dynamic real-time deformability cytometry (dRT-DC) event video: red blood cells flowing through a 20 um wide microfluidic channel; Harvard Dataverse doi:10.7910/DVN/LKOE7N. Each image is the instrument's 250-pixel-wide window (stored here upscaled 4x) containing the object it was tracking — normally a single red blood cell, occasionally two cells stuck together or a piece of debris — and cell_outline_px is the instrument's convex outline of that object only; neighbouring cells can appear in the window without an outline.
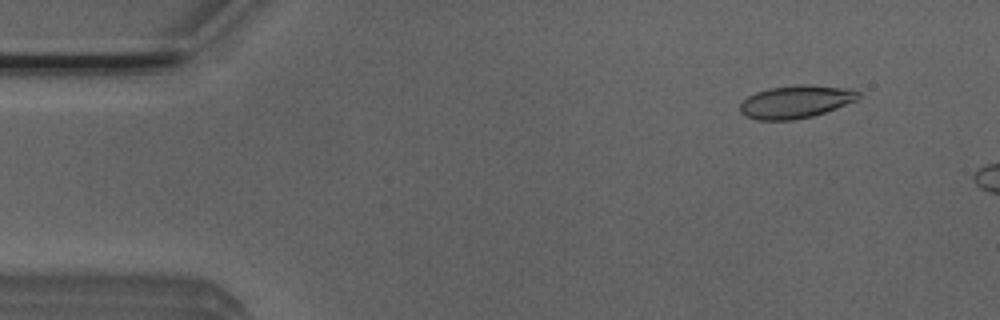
{"species": "Egyptian fruit bat (a non-hibernating species)", "species_latin": "Rousettus aegyptiacus", "temperature_condition": "room temperature", "stored_images_in_passage": 3, "camera_frame_rate_fps": 3000, "um_per_image_px": 0.085, "animal": {"sex": "male"}, "frame": {"image": 1, "passage_image": 1, "time_ms": 0.0, "image_size_px": [1000, 320], "cell_outline_px": [[860, 96], [856, 100], [836, 108], [812, 116], [792, 120], [756, 120], [744, 116], [740, 112], [740, 104], [748, 96], [756, 92], [768, 88], [800, 84], [808, 84], [852, 88], [860, 92]], "centroid_in_image_um": [67.64, 8.64], "position_along_channel_um": 17.4, "area_um2": 22.77}}